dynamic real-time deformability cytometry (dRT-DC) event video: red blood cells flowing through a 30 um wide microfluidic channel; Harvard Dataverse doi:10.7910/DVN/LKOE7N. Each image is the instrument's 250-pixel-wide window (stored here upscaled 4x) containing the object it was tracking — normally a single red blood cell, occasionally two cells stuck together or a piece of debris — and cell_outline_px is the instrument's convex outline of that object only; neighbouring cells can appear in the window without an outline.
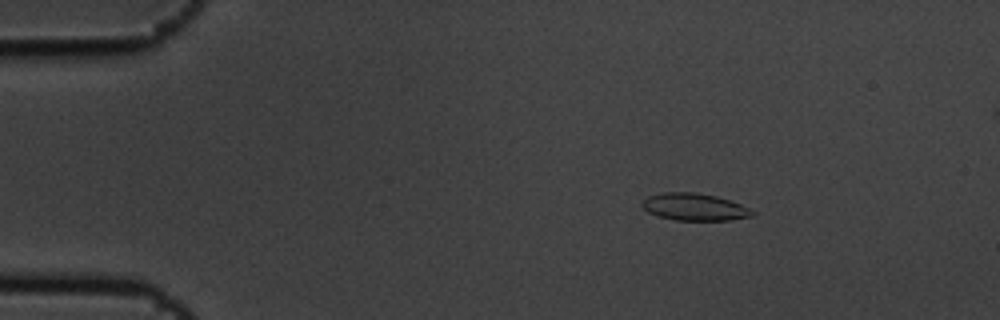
{"species": "common noctule bat (a hibernating species)", "species_latin": "Nyctalus noctula", "temperature_condition": "cold", "stored_images_in_passage": 6, "camera_frame_rate_fps": 3000, "um_per_image_px": 0.085, "animal": {"sex": "male", "body_mass_g": 19.5, "forearm_length_mm": 54.6}, "frame": {"image": 1, "passage_image": 3, "time_ms": 0.667, "image_size_px": [1000, 320], "cell_outline_px": [[756, 212], [752, 216], [732, 220], [676, 220], [660, 216], [648, 212], [640, 204], [648, 196], [664, 192], [696, 192], [716, 196], [740, 204]], "centroid_in_image_um": [59.03, 17.59], "position_along_channel_um": 26.0, "area_um2": 17.34}}
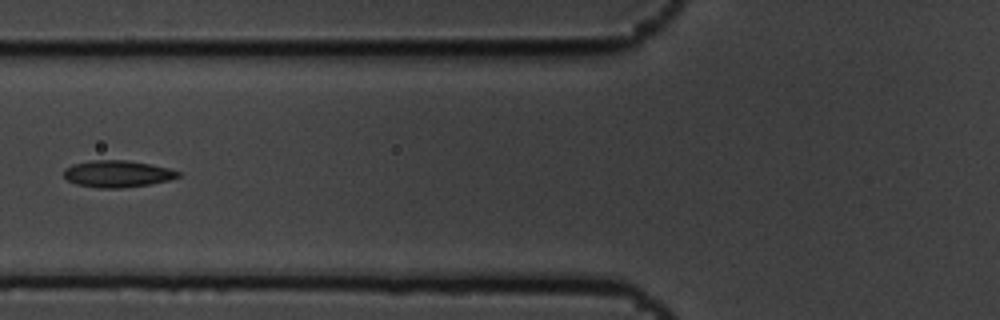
{"frame": {"image": 2, "passage_image": 6, "time_ms": 1.667, "image_size_px": [1000, 320], "cell_outline_px": [[180, 176], [172, 180], [148, 184], [120, 188], [100, 188], [76, 184], [68, 180], [64, 176], [64, 168], [72, 164], [92, 160], [128, 160], [168, 168], [180, 172]], "centroid_in_image_um": [9.97, 14.77], "position_along_channel_um": 115.8, "area_um2": 17.8}}